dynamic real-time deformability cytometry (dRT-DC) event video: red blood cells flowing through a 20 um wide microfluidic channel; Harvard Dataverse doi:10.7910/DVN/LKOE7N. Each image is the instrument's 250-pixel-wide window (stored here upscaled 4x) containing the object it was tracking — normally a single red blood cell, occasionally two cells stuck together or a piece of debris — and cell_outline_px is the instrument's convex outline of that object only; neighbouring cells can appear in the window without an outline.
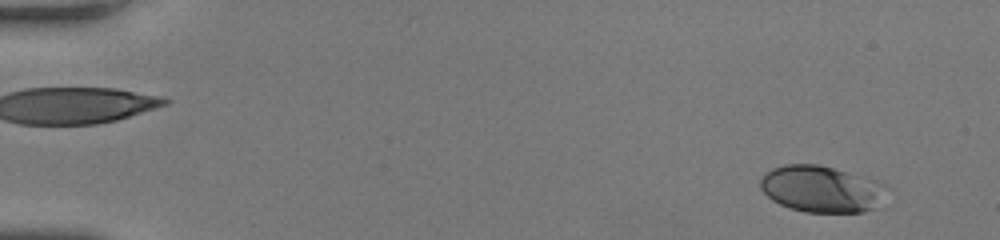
{"species": "human", "species_latin": "Homo sapiens", "temperature_condition": "room temperature", "stored_images_in_passage": 50, "camera_frame_rate_fps": 3000, "um_per_image_px": 0.085, "donor": {"sex": "female"}, "frame": {"image": 1, "passage_image": 4, "time_ms": 1.0, "image_size_px": [1000, 240], "cell_outline_px": [[880, 188], [876, 208], [864, 212], [808, 212], [792, 208], [780, 204], [772, 200], [760, 188], [760, 180], [772, 168], [784, 164], [820, 164], [872, 180]], "centroid_in_image_um": [69.67, 16.06], "position_along_channel_um": 15.3, "area_um2": 32.95}}
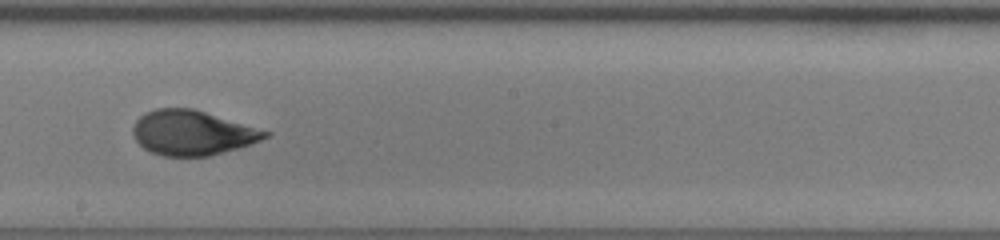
{"frame": {"image": 2, "passage_image": 30, "time_ms": 9.667, "image_size_px": [1000, 240], "cell_outline_px": [[272, 132], [268, 136], [260, 140], [236, 148], [208, 156], [164, 156], [152, 152], [144, 148], [136, 140], [132, 132], [132, 128], [136, 120], [144, 112], [156, 108], [192, 108]], "centroid_in_image_um": [16.31, 11.27], "position_along_channel_um": 231.9, "area_um2": 34.16}}
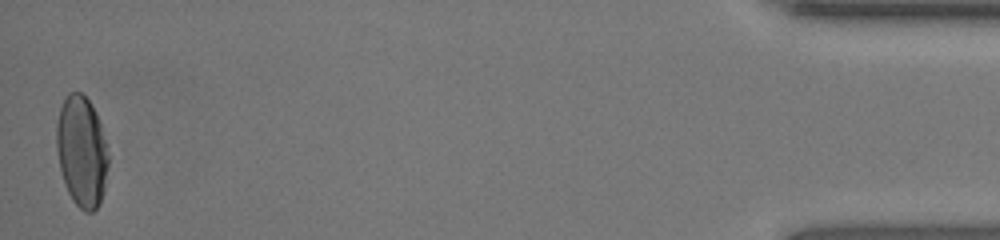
{"frame": {"image": 3, "passage_image": 50, "time_ms": 16.333, "image_size_px": [1000, 240], "cell_outline_px": [[108, 164], [104, 192], [100, 204], [92, 212], [84, 212], [72, 200], [64, 184], [60, 168], [56, 148], [56, 124], [60, 108], [64, 96], [68, 92], [80, 92], [92, 104], [96, 112], [100, 124], [108, 156]], "centroid_in_image_um": [6.93, 12.87], "position_along_channel_um": 428.3, "area_um2": 33.64}, "authors_computed_cell_mechanics": {"area_um2": 33.7263, "velocity_mm_per_s": 4.2206, "shape_relaxation_time_tau1_ms": 4.13, "shape_relaxation_time_tau2_ms": 0.9385, "deformation_change_tau1": 0.1695, "deformation_change_tau2": 0.0645}}